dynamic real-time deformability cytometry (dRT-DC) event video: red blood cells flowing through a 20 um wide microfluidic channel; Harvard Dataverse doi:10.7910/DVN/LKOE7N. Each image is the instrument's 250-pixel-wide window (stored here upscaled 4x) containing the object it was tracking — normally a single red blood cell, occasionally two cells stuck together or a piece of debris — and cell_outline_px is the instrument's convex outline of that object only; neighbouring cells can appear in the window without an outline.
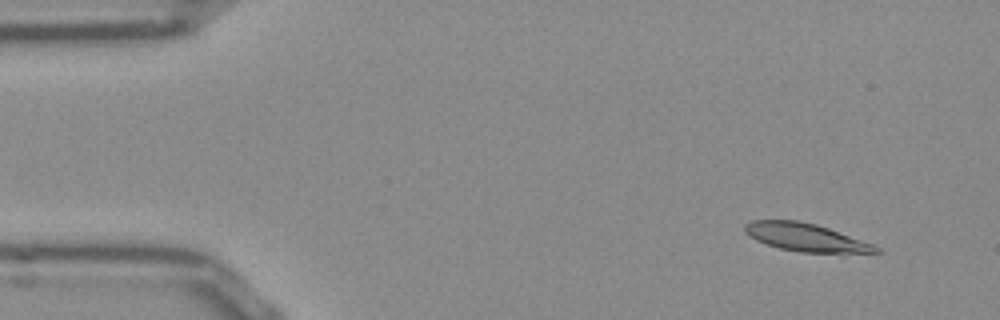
{"species": "Egyptian fruit bat (a non-hibernating species)", "species_latin": "Rousettus aegyptiacus", "temperature_condition": "room temperature", "stored_images_in_passage": 49, "camera_frame_rate_fps": 3000, "um_per_image_px": 0.085, "frame": {"image": 1, "passage_image": 1, "time_ms": 0.0, "image_size_px": [1000, 320], "cell_outline_px": [[880, 252], [800, 252], [780, 248], [756, 240], [744, 232], [744, 224], [752, 220], [796, 220], [816, 224], [828, 228], [872, 244], [880, 248]], "centroid_in_image_um": [68.42, 20.15], "position_along_channel_um": 16.6, "area_um2": 20.87}}
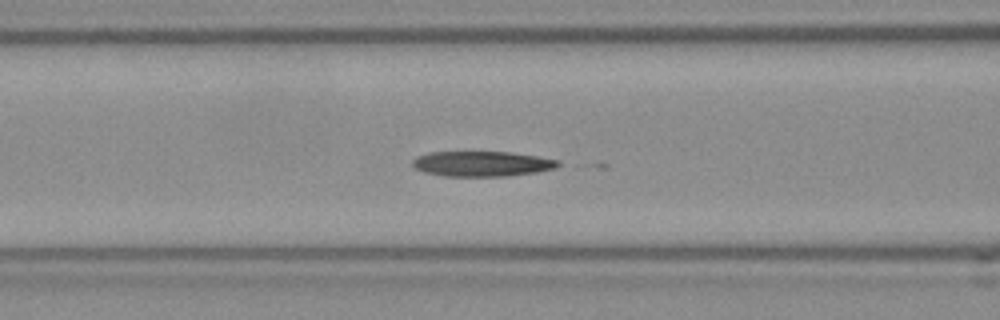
{"frame": {"image": 2, "passage_image": 17, "time_ms": 5.333, "image_size_px": [1000, 320], "cell_outline_px": [[560, 164], [556, 168], [536, 172], [508, 176], [444, 176], [424, 172], [416, 168], [412, 164], [412, 160], [416, 156], [432, 152], [512, 152], [560, 160]], "centroid_in_image_um": [40.98, 13.92], "position_along_channel_um": 125.6, "area_um2": 21.39}}
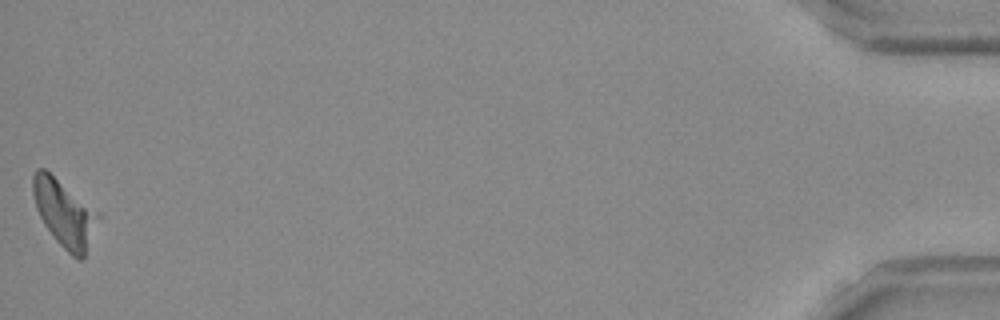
{"frame": {"image": 3, "passage_image": 49, "time_ms": 16.0, "image_size_px": [1000, 320], "cell_outline_px": [[104, 216], [84, 256], [80, 260], [72, 256], [56, 240], [44, 224], [36, 208], [32, 192], [32, 176], [36, 168], [44, 168], [100, 212]], "centroid_in_image_um": [5.53, 18.12], "position_along_channel_um": 429.7, "area_um2": 25.78}}